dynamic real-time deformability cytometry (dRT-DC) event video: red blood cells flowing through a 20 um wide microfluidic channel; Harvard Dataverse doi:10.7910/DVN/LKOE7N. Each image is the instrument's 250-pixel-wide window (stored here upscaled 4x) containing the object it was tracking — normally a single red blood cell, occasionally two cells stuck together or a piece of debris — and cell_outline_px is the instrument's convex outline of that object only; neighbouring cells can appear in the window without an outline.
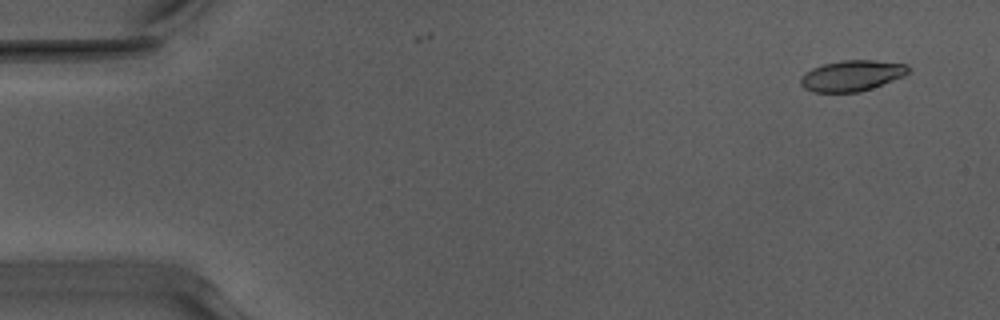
{"species": "Egyptian fruit bat (a non-hibernating species)", "species_latin": "Rousettus aegyptiacus", "temperature_condition": "warm", "stored_images_in_passage": 6, "camera_frame_rate_fps": 3000, "um_per_image_px": 0.085, "animal": {"sex": "male"}, "frame": {"image": 1, "passage_image": 4, "time_ms": 1.0, "image_size_px": [1000, 320], "cell_outline_px": [[908, 72], [904, 76], [856, 92], [812, 92], [804, 88], [800, 84], [800, 76], [804, 72], [812, 68], [824, 64], [840, 60], [872, 60], [904, 64], [908, 68]], "centroid_in_image_um": [72.31, 6.42], "position_along_channel_um": 12.7, "area_um2": 19.02}}